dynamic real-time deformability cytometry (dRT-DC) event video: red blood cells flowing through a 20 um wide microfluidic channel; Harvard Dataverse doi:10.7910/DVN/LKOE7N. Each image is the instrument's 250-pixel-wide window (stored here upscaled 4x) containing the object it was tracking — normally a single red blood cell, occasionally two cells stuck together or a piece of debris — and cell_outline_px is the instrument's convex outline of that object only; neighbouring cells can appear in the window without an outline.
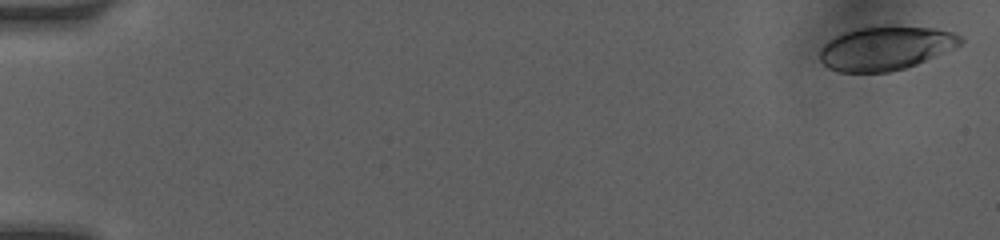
{"species": "human", "species_latin": "Homo sapiens", "temperature_condition": "room temperature", "stored_images_in_passage": 40, "camera_frame_rate_fps": 3000, "um_per_image_px": 0.085, "donor": {"sex": "female"}, "frame": {"image": 1, "passage_image": 1, "time_ms": 0.0, "image_size_px": [1000, 240], "cell_outline_px": [[964, 40], [960, 44], [952, 48], [916, 64], [904, 68], [888, 72], [836, 72], [828, 68], [820, 60], [820, 48], [828, 40], [844, 32], [860, 28], [880, 24], [936, 28], [952, 32], [960, 36]], "centroid_in_image_um": [75.24, 4.07], "position_along_channel_um": 9.8, "area_um2": 36.07}}
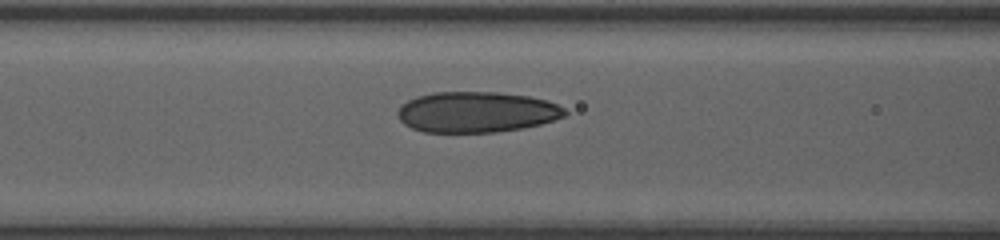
{"frame": {"image": 2, "passage_image": 26, "time_ms": 7.0, "image_size_px": [1000, 240], "cell_outline_px": [[568, 112], [564, 116], [540, 124], [520, 128], [496, 132], [424, 132], [412, 128], [404, 124], [400, 120], [396, 112], [408, 100], [416, 96], [432, 92], [496, 92], [528, 96], [548, 100], [564, 108]], "centroid_in_image_um": [40.49, 9.52], "position_along_channel_um": 126.1, "area_um2": 39.59}}
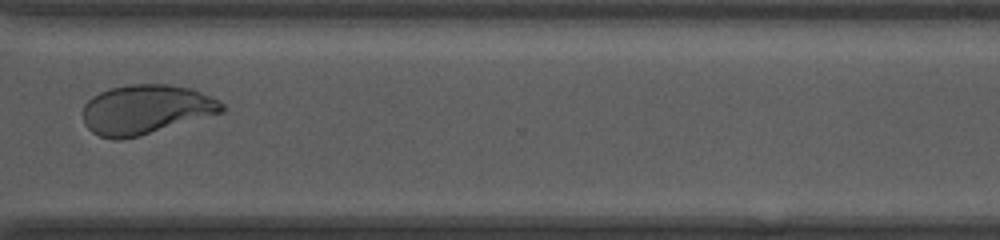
{"frame": {"image": 3, "passage_image": 35, "time_ms": 12.667, "image_size_px": [1000, 240], "cell_outline_px": [[224, 112], [140, 136], [120, 140], [112, 140], [100, 136], [92, 132], [84, 124], [84, 104], [92, 96], [100, 92], [112, 88], [132, 84], [168, 84], [192, 88], [220, 100], [224, 104]], "centroid_in_image_um": [12.42, 9.31], "position_along_channel_um": 358.2, "area_um2": 40.23}, "authors_computed_cell_mechanics": {"area_um2": 38.5815, "velocity_mm_per_s": 4.1202, "shape_relaxation_time_tau1_ms": null, "shape_relaxation_time_tau2_ms": 1.2206, "deformation_change_tau1": null, "deformation_change_tau2": 0.0705}}